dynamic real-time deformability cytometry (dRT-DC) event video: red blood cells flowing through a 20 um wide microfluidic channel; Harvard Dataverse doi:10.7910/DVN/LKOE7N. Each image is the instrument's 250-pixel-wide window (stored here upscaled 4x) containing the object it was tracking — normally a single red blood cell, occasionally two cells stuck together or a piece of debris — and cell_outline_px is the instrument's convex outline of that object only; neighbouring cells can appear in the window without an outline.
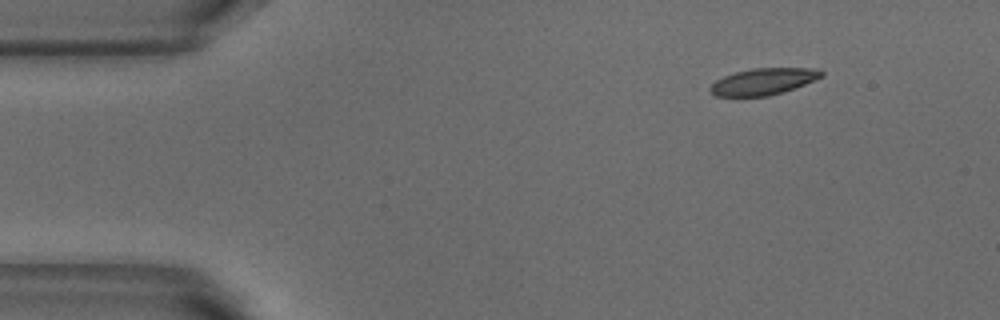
{"species": "common noctule bat (a hibernating species)", "species_latin": "Nyctalus noctula", "temperature_condition": "warm", "stored_images_in_passage": 4, "camera_frame_rate_fps": 3000, "um_per_image_px": 0.085, "animal": {"sex": "male", "body_mass_g": 18.8}, "frame": {"image": 1, "passage_image": 1, "time_ms": 0.0, "image_size_px": [1000, 320], "cell_outline_px": [[824, 76], [816, 80], [784, 92], [768, 96], [716, 96], [708, 88], [716, 80], [724, 76], [736, 72], [752, 68], [820, 68], [824, 72]], "centroid_in_image_um": [64.94, 6.92], "position_along_channel_um": 20.1, "area_um2": 17.34}}